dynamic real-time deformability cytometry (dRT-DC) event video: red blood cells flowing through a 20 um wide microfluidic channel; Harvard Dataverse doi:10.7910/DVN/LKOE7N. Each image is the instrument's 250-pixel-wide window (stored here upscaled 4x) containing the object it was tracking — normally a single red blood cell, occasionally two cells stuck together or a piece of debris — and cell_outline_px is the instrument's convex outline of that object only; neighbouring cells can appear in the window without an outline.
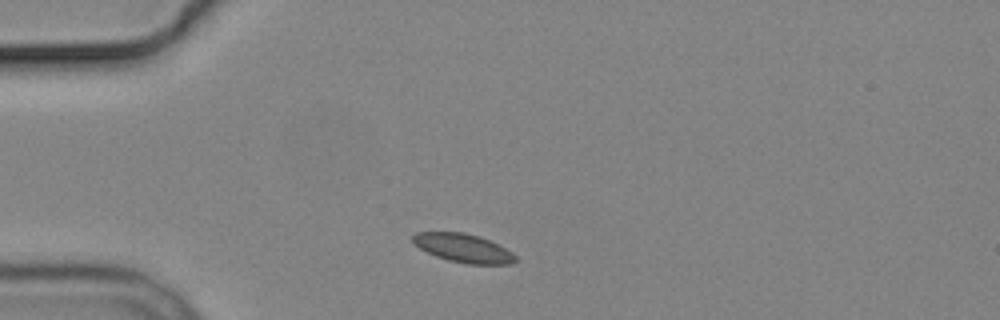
{"species": "common noctule bat (a hibernating species)", "species_latin": "Nyctalus noctula", "temperature_condition": "cold", "stored_images_in_passage": 3, "camera_frame_rate_fps": 3000, "um_per_image_px": 0.085, "animal": {"sex": "male", "body_mass_g": 19.2, "forearm_length_mm": 51.8}, "frame": {"image": 1, "passage_image": 1, "time_ms": 0.0, "image_size_px": [1000, 320], "cell_outline_px": [[520, 260], [512, 264], [468, 264], [448, 260], [436, 256], [420, 248], [412, 240], [412, 236], [416, 232], [464, 232], [480, 236], [500, 244], [512, 252]], "centroid_in_image_um": [39.45, 21.08], "position_along_channel_um": 45.5, "area_um2": 17.28}}
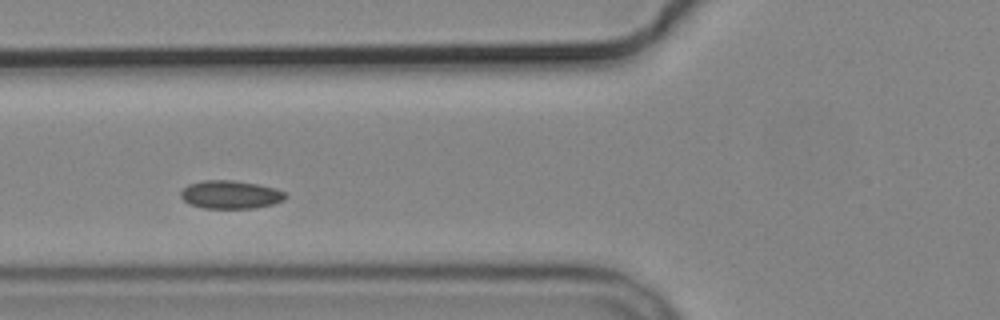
{"frame": {"image": 2, "passage_image": 3, "time_ms": 2.333, "image_size_px": [1000, 320], "cell_outline_px": [[288, 196], [284, 200], [272, 204], [252, 208], [204, 208], [188, 204], [180, 196], [180, 192], [188, 184], [204, 180], [232, 180], [256, 184], [276, 188], [284, 192]], "centroid_in_image_um": [19.58, 16.54], "position_along_channel_um": 106.2, "area_um2": 17.17}}